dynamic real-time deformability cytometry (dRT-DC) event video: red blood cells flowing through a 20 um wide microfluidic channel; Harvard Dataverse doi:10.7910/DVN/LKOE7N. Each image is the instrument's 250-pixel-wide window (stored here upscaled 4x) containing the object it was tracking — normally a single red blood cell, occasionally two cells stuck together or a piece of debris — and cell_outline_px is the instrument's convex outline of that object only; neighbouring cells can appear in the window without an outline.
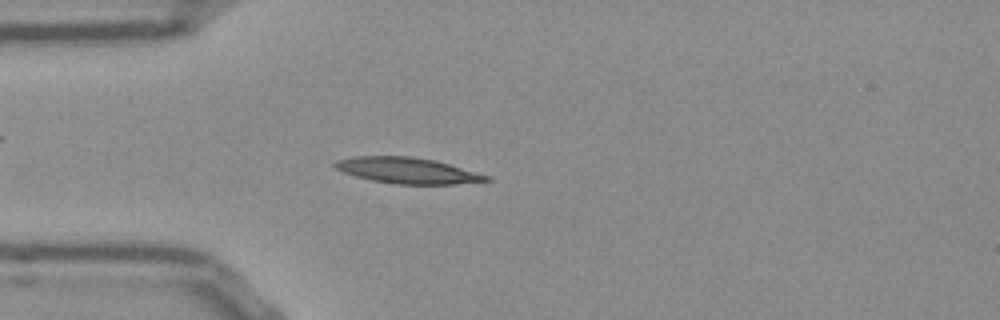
{"species": "Egyptian fruit bat (a non-hibernating species)", "species_latin": "Rousettus aegyptiacus", "temperature_condition": "room temperature", "stored_images_in_passage": 51, "camera_frame_rate_fps": 3000, "um_per_image_px": 0.085, "frame": {"image": 1, "passage_image": 13, "time_ms": 4.0, "image_size_px": [1000, 320], "cell_outline_px": [[492, 180], [456, 184], [396, 184], [372, 180], [356, 176], [344, 172], [336, 168], [332, 164], [336, 160], [352, 156], [412, 156], [436, 160], [492, 176]], "centroid_in_image_um": [34.67, 14.48], "position_along_channel_um": 50.3, "area_um2": 23.0}}
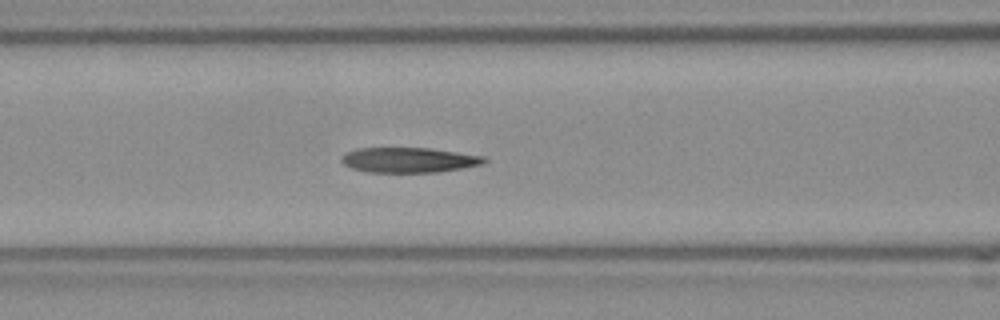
{"frame": {"image": 2, "passage_image": 20, "time_ms": 6.333, "image_size_px": [1000, 320], "cell_outline_px": [[488, 160], [484, 164], [436, 172], [368, 172], [352, 168], [344, 164], [340, 160], [340, 156], [344, 152], [356, 148], [432, 148], [484, 156]], "centroid_in_image_um": [34.72, 13.59], "position_along_channel_um": 131.9, "area_um2": 20.98}}
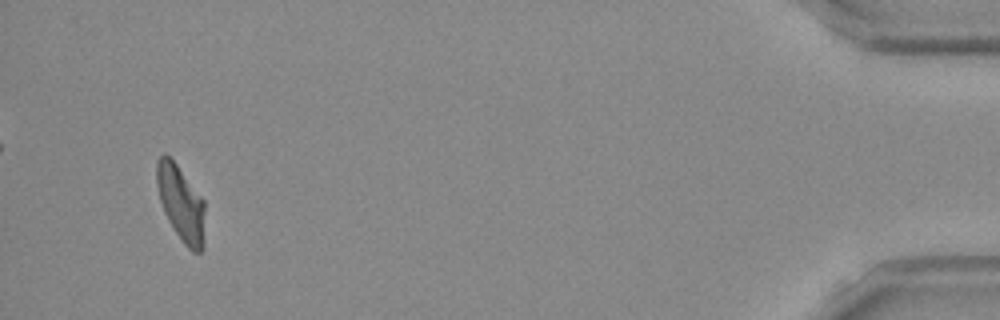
{"frame": {"image": 3, "passage_image": 49, "time_ms": 16.0, "image_size_px": [1000, 320], "cell_outline_px": [[204, 244], [200, 252], [192, 252], [184, 244], [172, 228], [164, 212], [160, 200], [156, 184], [156, 160], [164, 152], [176, 164], [204, 200]], "centroid_in_image_um": [15.37, 17.29], "position_along_channel_um": 419.8, "area_um2": 21.21}, "authors_computed_cell_mechanics": {"area_um2": 21.386, "velocity_mm_per_s": 3.827, "shape_relaxation_time_tau1_ms": 8.6375, "shape_relaxation_time_tau2_ms": 2.8296, "deformation_change_tau1": 0.231, "deformation_change_tau2": 0.1148}}